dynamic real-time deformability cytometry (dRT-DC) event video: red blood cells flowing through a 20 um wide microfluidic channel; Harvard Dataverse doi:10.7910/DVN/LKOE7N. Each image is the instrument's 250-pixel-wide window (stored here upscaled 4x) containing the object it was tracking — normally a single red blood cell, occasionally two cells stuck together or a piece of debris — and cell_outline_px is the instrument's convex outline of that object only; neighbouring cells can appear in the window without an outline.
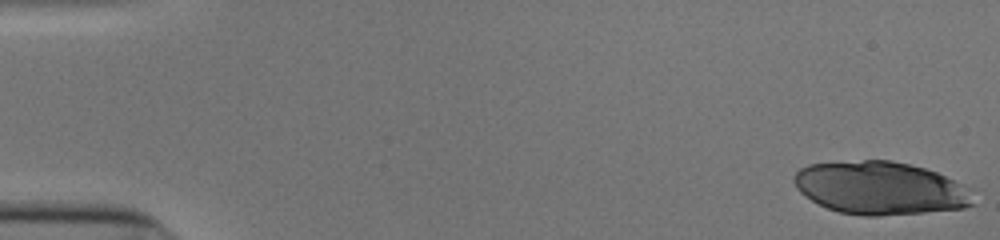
{"species": "human", "species_latin": "Homo sapiens", "temperature_condition": "cold", "stored_images_in_passage": 52, "camera_frame_rate_fps": 3000, "um_per_image_px": 0.085, "donor": {"sex": "male"}, "frame": {"image": 1, "passage_image": 1, "time_ms": 0.0, "image_size_px": [1000, 240], "cell_outline_px": [[976, 204], [964, 208], [924, 212], [880, 216], [864, 216], [840, 212], [828, 208], [804, 196], [796, 188], [792, 180], [792, 176], [800, 168], [808, 164], [864, 160], [892, 160], [924, 168], [936, 172], [968, 188]], "centroid_in_image_um": [74.79, 15.99], "position_along_channel_um": 10.2, "area_um2": 55.26}}
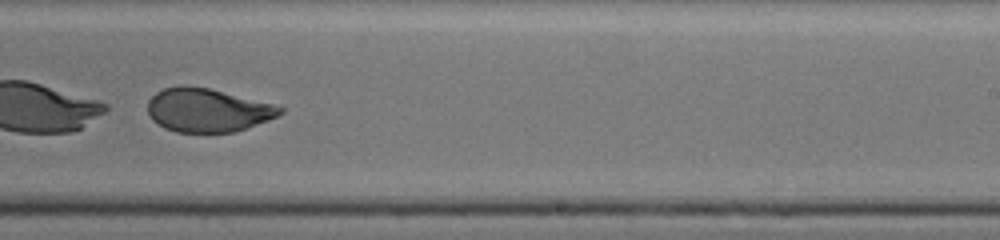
{"frame": {"image": 2, "passage_image": 34, "time_ms": 11.0, "image_size_px": [1000, 240], "cell_outline_px": [[284, 112], [268, 120], [236, 132], [176, 132], [164, 128], [152, 120], [148, 112], [148, 100], [156, 92], [164, 88], [180, 84], [184, 84], [208, 88], [272, 104], [284, 108]], "centroid_in_image_um": [17.6, 9.36], "position_along_channel_um": 271.4, "area_um2": 33.52}}